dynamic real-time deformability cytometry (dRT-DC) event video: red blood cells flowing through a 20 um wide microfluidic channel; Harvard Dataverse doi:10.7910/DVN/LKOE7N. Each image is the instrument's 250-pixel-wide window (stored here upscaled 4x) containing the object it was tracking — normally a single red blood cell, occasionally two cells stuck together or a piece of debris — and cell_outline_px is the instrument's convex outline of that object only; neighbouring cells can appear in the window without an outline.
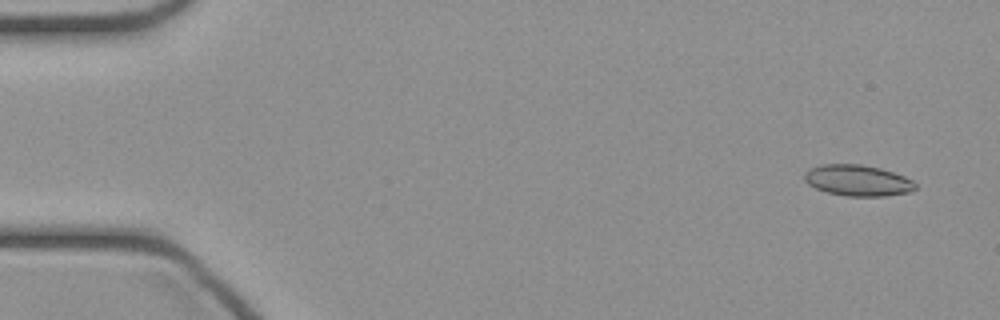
{"species": "common noctule bat (a hibernating species)", "species_latin": "Nyctalus noctula", "temperature_condition": "cold", "stored_images_in_passage": 48, "camera_frame_rate_fps": 3000, "um_per_image_px": 0.085, "animal": {"sex": "female", "body_mass_g": 21.9}, "frame": {"image": 1, "passage_image": 3, "time_ms": 0.667, "image_size_px": [1000, 320], "cell_outline_px": [[916, 188], [912, 192], [884, 196], [848, 196], [828, 192], [816, 188], [808, 184], [804, 180], [804, 172], [808, 168], [820, 164], [860, 164], [880, 168], [904, 176], [912, 180], [916, 184]], "centroid_in_image_um": [72.89, 15.33], "position_along_channel_um": 12.1, "area_um2": 20.17}}
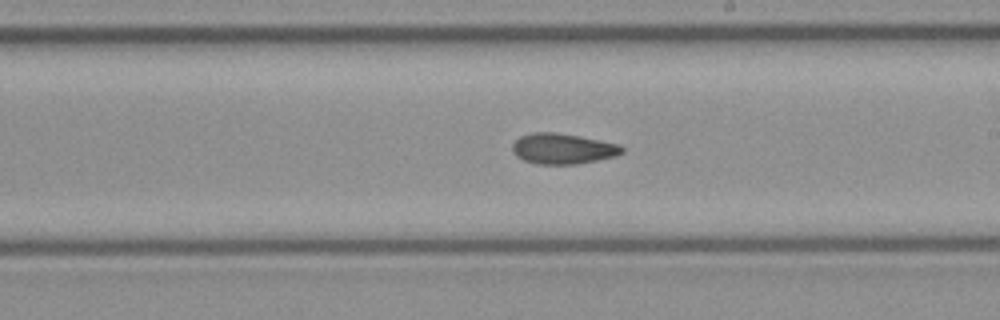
{"frame": {"image": 2, "passage_image": 27, "time_ms": 8.667, "image_size_px": [1000, 320], "cell_outline_px": [[624, 152], [616, 156], [576, 164], [536, 164], [524, 160], [516, 156], [512, 152], [512, 144], [520, 136], [532, 132], [556, 132], [620, 144], [624, 148]], "centroid_in_image_um": [47.82, 12.64], "position_along_channel_um": 241.2, "area_um2": 19.54}}
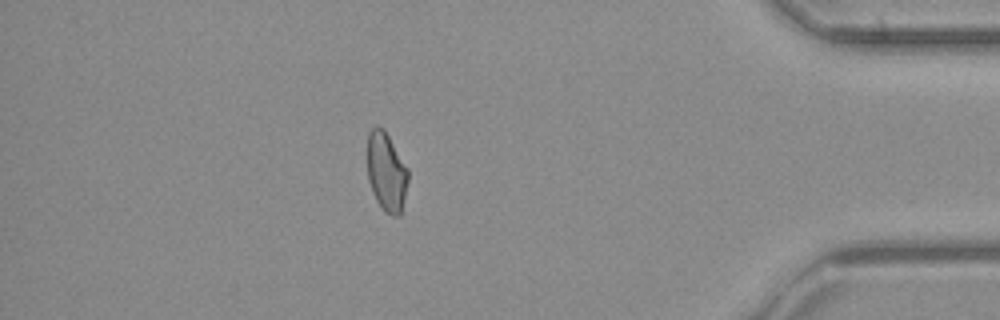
{"frame": {"image": 3, "passage_image": 41, "time_ms": 13.333, "image_size_px": [1000, 320], "cell_outline_px": [[408, 180], [404, 200], [400, 216], [392, 216], [384, 212], [376, 200], [368, 180], [368, 132], [376, 124], [384, 128], [408, 168]], "centroid_in_image_um": [32.85, 14.6], "position_along_channel_um": 402.4, "area_um2": 18.9}}